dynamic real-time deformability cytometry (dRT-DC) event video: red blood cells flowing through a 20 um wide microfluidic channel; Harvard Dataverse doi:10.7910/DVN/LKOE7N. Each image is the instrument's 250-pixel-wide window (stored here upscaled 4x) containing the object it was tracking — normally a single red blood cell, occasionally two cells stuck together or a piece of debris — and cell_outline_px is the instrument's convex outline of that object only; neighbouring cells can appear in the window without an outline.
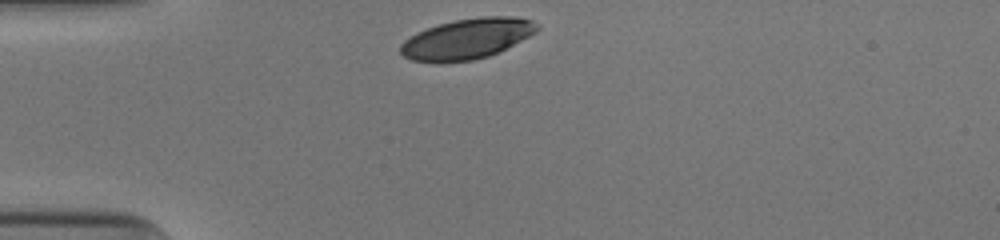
{"species": "human", "species_latin": "Homo sapiens", "temperature_condition": "cold", "stored_images_in_passage": 29, "camera_frame_rate_fps": 3000, "um_per_image_px": 0.085, "donor": {"sex": "male"}, "frame": {"image": 1, "passage_image": 1, "time_ms": 0.0, "image_size_px": [1000, 240], "cell_outline_px": [[540, 28], [536, 32], [488, 56], [472, 60], [412, 60], [404, 56], [400, 52], [400, 44], [404, 40], [416, 32], [440, 24], [456, 20], [484, 16], [516, 16], [532, 20]], "centroid_in_image_um": [39.71, 3.25], "position_along_channel_um": 45.3, "area_um2": 31.21}}
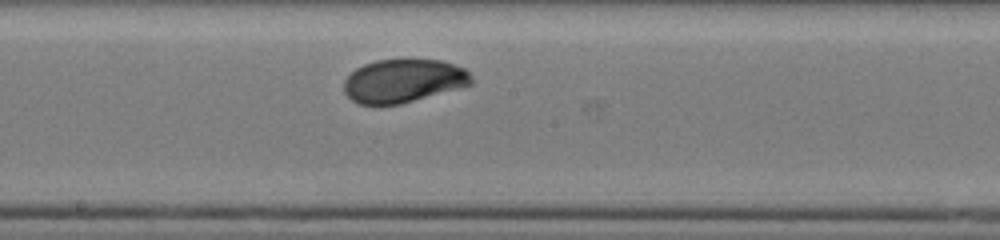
{"frame": {"image": 2, "passage_image": 16, "time_ms": 5.0, "image_size_px": [1000, 240], "cell_outline_px": [[472, 84], [460, 88], [400, 104], [356, 104], [344, 92], [344, 80], [356, 68], [364, 64], [376, 60], [404, 56], [444, 60], [464, 68], [472, 76]], "centroid_in_image_um": [34.31, 6.82], "position_along_channel_um": 213.9, "area_um2": 33.12}}
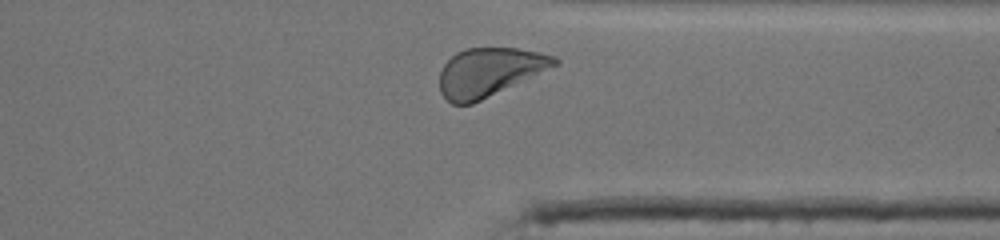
{"frame": {"image": 3, "passage_image": 28, "time_ms": 9.0, "image_size_px": [1000, 240], "cell_outline_px": [[560, 64], [472, 104], [452, 104], [440, 92], [440, 72], [444, 64], [456, 52], [464, 48], [520, 48], [556, 56], [560, 60]], "centroid_in_image_um": [41.61, 6.11], "position_along_channel_um": 369.8, "area_um2": 32.43}, "authors_computed_cell_mechanics": {"area_um2": 32.8304, "velocity_mm_per_s": 3.8874, "shape_relaxation_time_tau1_ms": 2.5047, "shape_relaxation_time_tau2_ms": null, "deformation_change_tau1": 0.1304, "deformation_change_tau2": null}}